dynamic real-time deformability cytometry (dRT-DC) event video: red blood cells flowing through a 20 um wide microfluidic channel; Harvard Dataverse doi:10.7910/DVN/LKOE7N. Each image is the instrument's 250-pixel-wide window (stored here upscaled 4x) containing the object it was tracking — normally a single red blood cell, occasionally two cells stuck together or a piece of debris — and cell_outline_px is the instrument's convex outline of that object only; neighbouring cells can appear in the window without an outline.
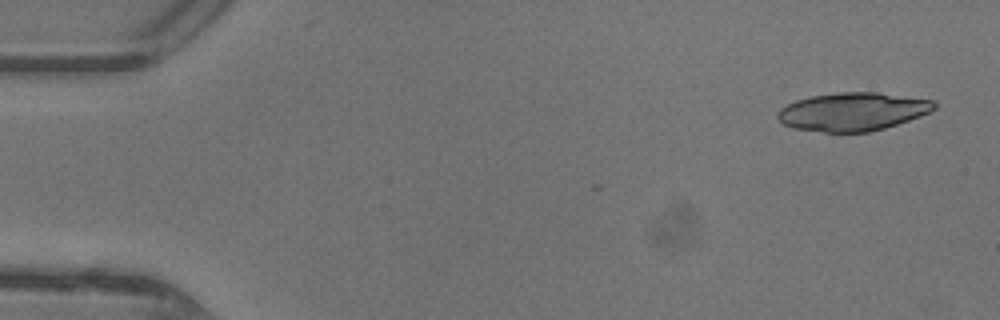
{"species": "common noctule bat (a hibernating species)", "species_latin": "Nyctalus noctula", "temperature_condition": "warm", "stored_images_in_passage": 6, "camera_frame_rate_fps": 3000, "um_per_image_px": 0.085, "animal": {"sex": "female"}, "frame": {"image": 1, "passage_image": 2, "time_ms": 0.333, "image_size_px": [1000, 320], "cell_outline_px": [[936, 108], [920, 116], [884, 128], [868, 132], [824, 132], [796, 128], [780, 124], [776, 116], [780, 108], [796, 100], [812, 96], [840, 92], [876, 92], [932, 100], [936, 104]], "centroid_in_image_um": [72.44, 9.49], "position_along_channel_um": 12.6, "area_um2": 34.68}}